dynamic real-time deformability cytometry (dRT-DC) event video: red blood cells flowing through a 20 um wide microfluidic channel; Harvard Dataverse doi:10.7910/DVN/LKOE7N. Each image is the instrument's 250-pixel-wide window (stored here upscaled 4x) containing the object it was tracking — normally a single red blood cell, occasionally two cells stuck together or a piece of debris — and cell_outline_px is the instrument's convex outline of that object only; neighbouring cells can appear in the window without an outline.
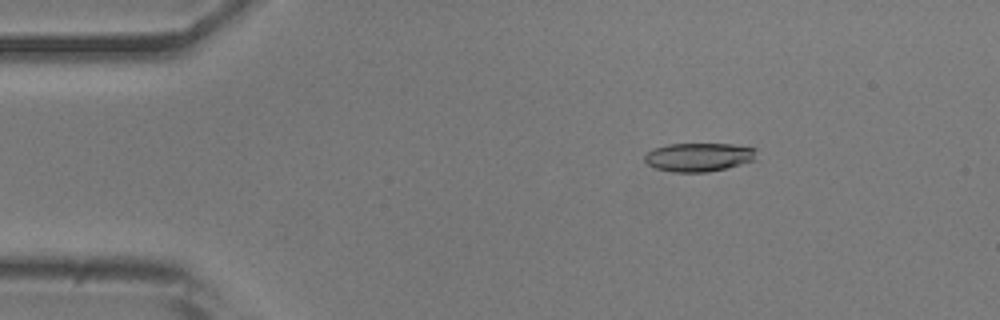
{"species": "common noctule bat (a hibernating species)", "species_latin": "Nyctalus noctula", "temperature_condition": "room temperature", "stored_images_in_passage": 52, "camera_frame_rate_fps": 3000, "um_per_image_px": 0.085, "animal": {"sex": "male", "body_mass_g": 20.5, "forearm_length_mm": 52.5}, "frame": {"image": 1, "passage_image": 8, "time_ms": 2.333, "image_size_px": [1000, 320], "cell_outline_px": [[756, 160], [708, 172], [672, 172], [656, 168], [648, 164], [644, 160], [644, 156], [652, 148], [668, 144], [732, 144], [756, 148]], "centroid_in_image_um": [59.39, 13.35], "position_along_channel_um": 25.6, "area_um2": 18.67}}
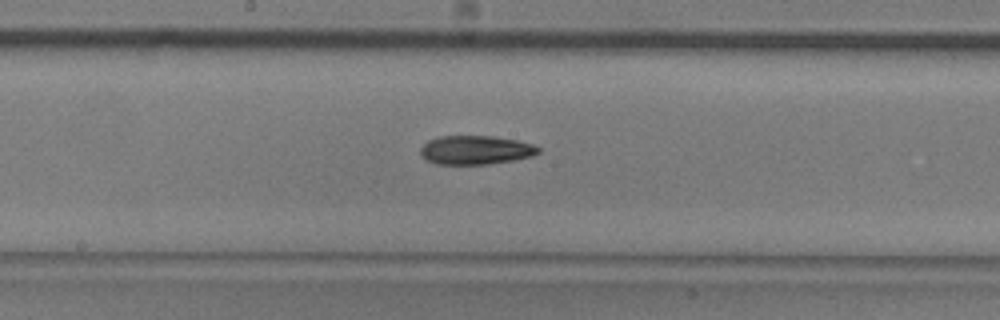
{"frame": {"image": 2, "passage_image": 27, "time_ms": 8.667, "image_size_px": [1000, 320], "cell_outline_px": [[540, 152], [532, 156], [512, 160], [488, 164], [436, 164], [428, 160], [420, 152], [420, 148], [428, 140], [440, 136], [492, 136], [516, 140], [532, 144], [540, 148]], "centroid_in_image_um": [40.43, 12.74], "position_along_channel_um": 207.8, "area_um2": 19.65}}
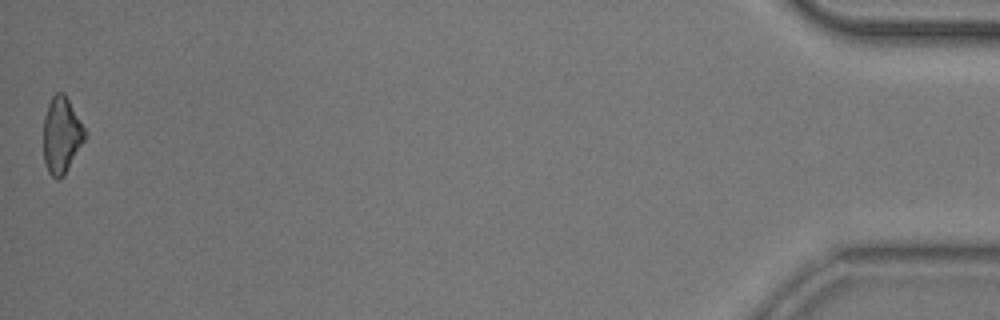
{"frame": {"image": 3, "passage_image": 52, "time_ms": 17.0, "image_size_px": [1000, 320], "cell_outline_px": [[88, 132], [84, 140], [64, 176], [60, 180], [56, 180], [48, 172], [44, 164], [44, 116], [48, 104], [52, 96], [56, 92], [64, 92]], "centroid_in_image_um": [5.23, 11.5], "position_along_channel_um": 430.0, "area_um2": 18.61}, "authors_computed_cell_mechanics": {"area_um2": 19.6231, "velocity_mm_per_s": 3.8452, "shape_relaxation_time_tau1_ms": 6.0031, "shape_relaxation_time_tau2_ms": null, "deformation_change_tau1": 0.1541, "deformation_change_tau2": null}}